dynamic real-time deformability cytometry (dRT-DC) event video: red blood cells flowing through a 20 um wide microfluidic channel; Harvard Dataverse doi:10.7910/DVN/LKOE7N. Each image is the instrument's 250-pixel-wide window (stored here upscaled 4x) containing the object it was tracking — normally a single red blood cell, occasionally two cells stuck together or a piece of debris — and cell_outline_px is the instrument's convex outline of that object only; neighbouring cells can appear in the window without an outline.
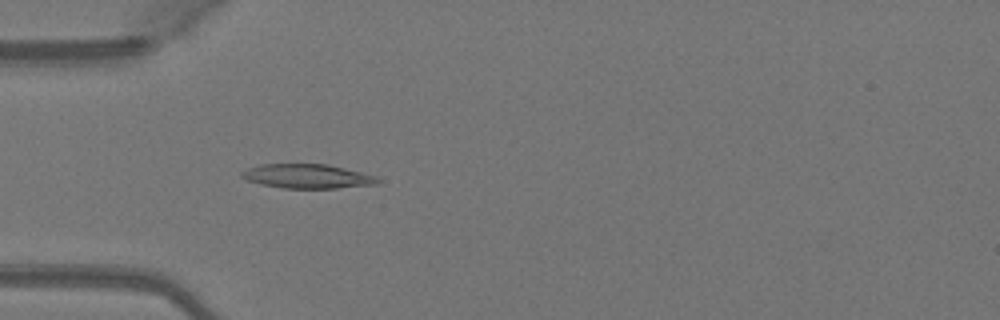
{"species": "Egyptian fruit bat (a non-hibernating species)", "species_latin": "Rousettus aegyptiacus", "temperature_condition": "warm", "stored_images_in_passage": 48, "camera_frame_rate_fps": 3000, "um_per_image_px": 0.085, "animal": {"sex": "female"}, "frame": {"image": 1, "passage_image": 14, "time_ms": 4.333, "image_size_px": [1000, 320], "cell_outline_px": [[380, 180], [376, 184], [336, 188], [284, 188], [260, 184], [248, 180], [240, 176], [240, 172], [248, 168], [260, 164], [328, 164], [376, 176]], "centroid_in_image_um": [26.09, 14.98], "position_along_channel_um": 58.9, "area_um2": 19.07}}
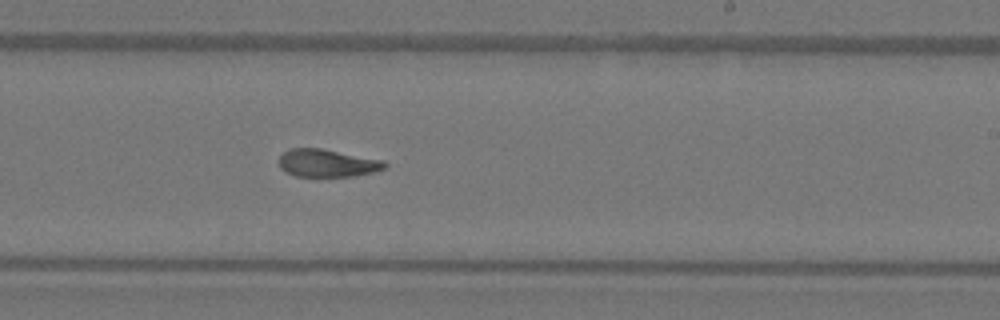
{"frame": {"image": 2, "passage_image": 29, "time_ms": 9.333, "image_size_px": [1000, 320], "cell_outline_px": [[388, 164], [384, 168], [372, 172], [352, 176], [296, 176], [284, 172], [280, 168], [280, 156], [288, 148], [320, 148], [384, 160]], "centroid_in_image_um": [27.79, 13.86], "position_along_channel_um": 261.2, "area_um2": 16.99}}
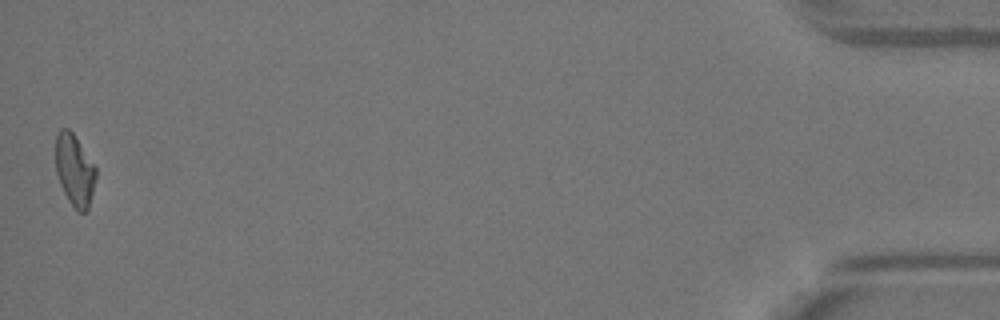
{"frame": {"image": 3, "passage_image": 48, "time_ms": 15.667, "image_size_px": [1000, 320], "cell_outline_px": [[96, 176], [88, 208], [84, 212], [76, 212], [68, 200], [60, 184], [56, 172], [56, 136], [60, 128], [68, 128], [72, 132], [96, 168]], "centroid_in_image_um": [6.32, 14.48], "position_along_channel_um": 428.9, "area_um2": 16.59}, "authors_computed_cell_mechanics": {"area_um2": 18.0914, "velocity_mm_per_s": 4.1091, "shape_relaxation_time_tau1_ms": 10.2692, "shape_relaxation_time_tau2_ms": 2.3914, "deformation_change_tau1": 0.2754, "deformation_change_tau2": 0.0838}}